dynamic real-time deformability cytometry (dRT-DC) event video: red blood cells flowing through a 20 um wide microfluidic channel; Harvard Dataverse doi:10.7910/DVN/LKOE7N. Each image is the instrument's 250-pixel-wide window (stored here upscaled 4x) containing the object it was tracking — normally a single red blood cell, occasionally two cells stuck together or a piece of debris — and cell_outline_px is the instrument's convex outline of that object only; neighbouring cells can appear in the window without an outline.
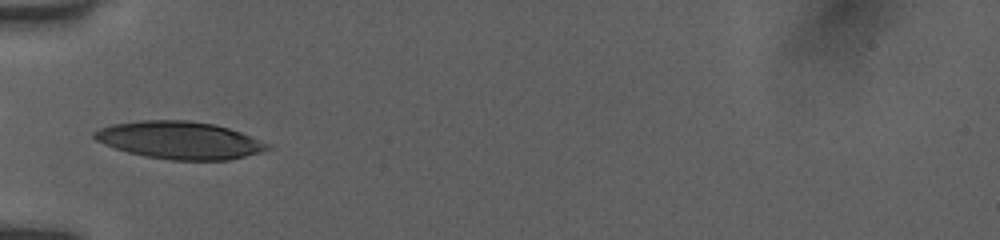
{"species": "human", "species_latin": "Homo sapiens", "temperature_condition": "room temperature", "stored_images_in_passage": 21, "camera_frame_rate_fps": 3000, "um_per_image_px": 0.085, "donor": {"sex": "female"}, "frame": {"image": 1, "passage_image": 1, "time_ms": 0.0, "image_size_px": [1000, 240], "cell_outline_px": [[272, 148], [260, 152], [228, 160], [172, 160], [148, 156], [128, 152], [104, 144], [96, 140], [92, 136], [92, 132], [100, 128], [112, 124], [140, 120], [188, 120], [216, 124], [252, 136], [272, 144]], "centroid_in_image_um": [15.29, 11.91], "position_along_channel_um": 69.7, "area_um2": 37.86}}
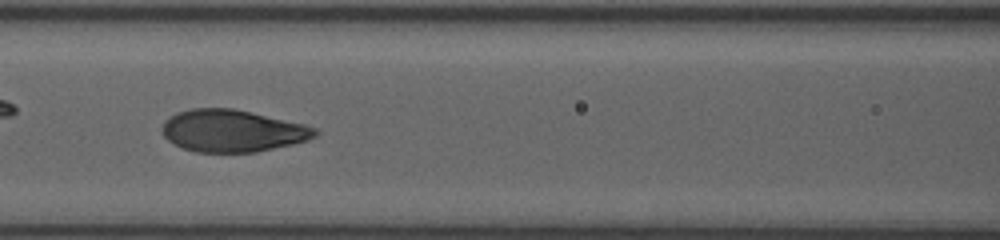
{"frame": {"image": 2, "passage_image": 7, "time_ms": 2.0, "image_size_px": [1000, 240], "cell_outline_px": [[320, 132], [316, 136], [308, 140], [292, 144], [256, 152], [196, 152], [184, 148], [168, 140], [164, 136], [164, 124], [176, 112], [192, 108], [232, 108], [252, 112], [304, 124], [320, 128]], "centroid_in_image_um": [19.83, 11.12], "position_along_channel_um": 146.8, "area_um2": 37.34}}
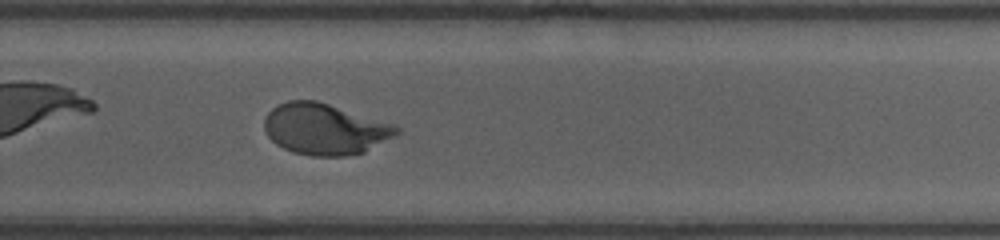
{"frame": {"image": 3, "passage_image": 19, "time_ms": 6.0, "image_size_px": [1000, 240], "cell_outline_px": [[400, 132], [396, 136], [364, 152], [344, 156], [312, 156], [292, 152], [276, 144], [268, 136], [264, 128], [264, 120], [268, 112], [272, 108], [288, 100], [316, 100], [396, 124], [400, 128]], "centroid_in_image_um": [27.64, 10.97], "position_along_channel_um": 302.2, "area_um2": 39.59}}